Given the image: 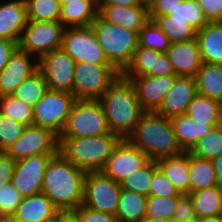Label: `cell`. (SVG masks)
I'll return each instance as SVG.
<instances>
[{
  "mask_svg": "<svg viewBox=\"0 0 222 222\" xmlns=\"http://www.w3.org/2000/svg\"><path fill=\"white\" fill-rule=\"evenodd\" d=\"M85 175V171L58 152L50 158L45 168L42 193L61 213L72 212L83 203Z\"/></svg>",
  "mask_w": 222,
  "mask_h": 222,
  "instance_id": "obj_1",
  "label": "cell"
},
{
  "mask_svg": "<svg viewBox=\"0 0 222 222\" xmlns=\"http://www.w3.org/2000/svg\"><path fill=\"white\" fill-rule=\"evenodd\" d=\"M111 133L122 139L134 131L144 112L138 101L134 84L121 74L98 99Z\"/></svg>",
  "mask_w": 222,
  "mask_h": 222,
  "instance_id": "obj_2",
  "label": "cell"
},
{
  "mask_svg": "<svg viewBox=\"0 0 222 222\" xmlns=\"http://www.w3.org/2000/svg\"><path fill=\"white\" fill-rule=\"evenodd\" d=\"M127 140L152 161L184 152L176 140L171 119L156 111H144Z\"/></svg>",
  "mask_w": 222,
  "mask_h": 222,
  "instance_id": "obj_3",
  "label": "cell"
},
{
  "mask_svg": "<svg viewBox=\"0 0 222 222\" xmlns=\"http://www.w3.org/2000/svg\"><path fill=\"white\" fill-rule=\"evenodd\" d=\"M122 140L117 134L88 137H58L59 152L85 172L100 171Z\"/></svg>",
  "mask_w": 222,
  "mask_h": 222,
  "instance_id": "obj_4",
  "label": "cell"
},
{
  "mask_svg": "<svg viewBox=\"0 0 222 222\" xmlns=\"http://www.w3.org/2000/svg\"><path fill=\"white\" fill-rule=\"evenodd\" d=\"M108 62L122 73L138 48V33L104 20L99 14L91 23Z\"/></svg>",
  "mask_w": 222,
  "mask_h": 222,
  "instance_id": "obj_5",
  "label": "cell"
},
{
  "mask_svg": "<svg viewBox=\"0 0 222 222\" xmlns=\"http://www.w3.org/2000/svg\"><path fill=\"white\" fill-rule=\"evenodd\" d=\"M111 133L98 100H75L59 137H88Z\"/></svg>",
  "mask_w": 222,
  "mask_h": 222,
  "instance_id": "obj_6",
  "label": "cell"
},
{
  "mask_svg": "<svg viewBox=\"0 0 222 222\" xmlns=\"http://www.w3.org/2000/svg\"><path fill=\"white\" fill-rule=\"evenodd\" d=\"M112 65L76 63L73 95L76 100H98L120 75Z\"/></svg>",
  "mask_w": 222,
  "mask_h": 222,
  "instance_id": "obj_7",
  "label": "cell"
},
{
  "mask_svg": "<svg viewBox=\"0 0 222 222\" xmlns=\"http://www.w3.org/2000/svg\"><path fill=\"white\" fill-rule=\"evenodd\" d=\"M75 100L72 93L48 89L32 108L33 125L49 129L59 137Z\"/></svg>",
  "mask_w": 222,
  "mask_h": 222,
  "instance_id": "obj_8",
  "label": "cell"
},
{
  "mask_svg": "<svg viewBox=\"0 0 222 222\" xmlns=\"http://www.w3.org/2000/svg\"><path fill=\"white\" fill-rule=\"evenodd\" d=\"M64 25L60 21H28L18 41V48L38 60L62 47Z\"/></svg>",
  "mask_w": 222,
  "mask_h": 222,
  "instance_id": "obj_9",
  "label": "cell"
},
{
  "mask_svg": "<svg viewBox=\"0 0 222 222\" xmlns=\"http://www.w3.org/2000/svg\"><path fill=\"white\" fill-rule=\"evenodd\" d=\"M121 193L120 183L101 171L86 172L83 206L115 215Z\"/></svg>",
  "mask_w": 222,
  "mask_h": 222,
  "instance_id": "obj_10",
  "label": "cell"
},
{
  "mask_svg": "<svg viewBox=\"0 0 222 222\" xmlns=\"http://www.w3.org/2000/svg\"><path fill=\"white\" fill-rule=\"evenodd\" d=\"M62 49L76 62L111 65L91 26L65 28Z\"/></svg>",
  "mask_w": 222,
  "mask_h": 222,
  "instance_id": "obj_11",
  "label": "cell"
},
{
  "mask_svg": "<svg viewBox=\"0 0 222 222\" xmlns=\"http://www.w3.org/2000/svg\"><path fill=\"white\" fill-rule=\"evenodd\" d=\"M76 62L61 48L44 54L38 60V69L44 75L48 89L73 94Z\"/></svg>",
  "mask_w": 222,
  "mask_h": 222,
  "instance_id": "obj_12",
  "label": "cell"
},
{
  "mask_svg": "<svg viewBox=\"0 0 222 222\" xmlns=\"http://www.w3.org/2000/svg\"><path fill=\"white\" fill-rule=\"evenodd\" d=\"M15 161L39 154H57L58 136L49 129L26 126L22 135L5 151Z\"/></svg>",
  "mask_w": 222,
  "mask_h": 222,
  "instance_id": "obj_13",
  "label": "cell"
},
{
  "mask_svg": "<svg viewBox=\"0 0 222 222\" xmlns=\"http://www.w3.org/2000/svg\"><path fill=\"white\" fill-rule=\"evenodd\" d=\"M56 154L33 155L15 161L12 183L23 197L42 192L45 168L48 161Z\"/></svg>",
  "mask_w": 222,
  "mask_h": 222,
  "instance_id": "obj_14",
  "label": "cell"
},
{
  "mask_svg": "<svg viewBox=\"0 0 222 222\" xmlns=\"http://www.w3.org/2000/svg\"><path fill=\"white\" fill-rule=\"evenodd\" d=\"M149 158L127 139H122L100 170L104 175L120 183L127 175L142 168Z\"/></svg>",
  "mask_w": 222,
  "mask_h": 222,
  "instance_id": "obj_15",
  "label": "cell"
},
{
  "mask_svg": "<svg viewBox=\"0 0 222 222\" xmlns=\"http://www.w3.org/2000/svg\"><path fill=\"white\" fill-rule=\"evenodd\" d=\"M121 75L132 80L139 76H167L175 75L172 64L165 52L151 48L138 47L133 58Z\"/></svg>",
  "mask_w": 222,
  "mask_h": 222,
  "instance_id": "obj_16",
  "label": "cell"
},
{
  "mask_svg": "<svg viewBox=\"0 0 222 222\" xmlns=\"http://www.w3.org/2000/svg\"><path fill=\"white\" fill-rule=\"evenodd\" d=\"M37 70L38 59L17 48L0 73V97L12 95L15 89Z\"/></svg>",
  "mask_w": 222,
  "mask_h": 222,
  "instance_id": "obj_17",
  "label": "cell"
},
{
  "mask_svg": "<svg viewBox=\"0 0 222 222\" xmlns=\"http://www.w3.org/2000/svg\"><path fill=\"white\" fill-rule=\"evenodd\" d=\"M178 75L139 76L131 80L143 111H157Z\"/></svg>",
  "mask_w": 222,
  "mask_h": 222,
  "instance_id": "obj_18",
  "label": "cell"
},
{
  "mask_svg": "<svg viewBox=\"0 0 222 222\" xmlns=\"http://www.w3.org/2000/svg\"><path fill=\"white\" fill-rule=\"evenodd\" d=\"M172 64L175 75L195 77L203 64L198 40L171 43L165 52Z\"/></svg>",
  "mask_w": 222,
  "mask_h": 222,
  "instance_id": "obj_19",
  "label": "cell"
},
{
  "mask_svg": "<svg viewBox=\"0 0 222 222\" xmlns=\"http://www.w3.org/2000/svg\"><path fill=\"white\" fill-rule=\"evenodd\" d=\"M196 94L195 77L178 76L156 112L168 118L185 114L188 104Z\"/></svg>",
  "mask_w": 222,
  "mask_h": 222,
  "instance_id": "obj_20",
  "label": "cell"
},
{
  "mask_svg": "<svg viewBox=\"0 0 222 222\" xmlns=\"http://www.w3.org/2000/svg\"><path fill=\"white\" fill-rule=\"evenodd\" d=\"M61 214L59 209L44 194L23 197L10 222H44L56 220Z\"/></svg>",
  "mask_w": 222,
  "mask_h": 222,
  "instance_id": "obj_21",
  "label": "cell"
},
{
  "mask_svg": "<svg viewBox=\"0 0 222 222\" xmlns=\"http://www.w3.org/2000/svg\"><path fill=\"white\" fill-rule=\"evenodd\" d=\"M98 14L107 22L139 33L150 19L148 8L142 5H97Z\"/></svg>",
  "mask_w": 222,
  "mask_h": 222,
  "instance_id": "obj_22",
  "label": "cell"
},
{
  "mask_svg": "<svg viewBox=\"0 0 222 222\" xmlns=\"http://www.w3.org/2000/svg\"><path fill=\"white\" fill-rule=\"evenodd\" d=\"M27 23L25 0L0 2V39L18 42Z\"/></svg>",
  "mask_w": 222,
  "mask_h": 222,
  "instance_id": "obj_23",
  "label": "cell"
},
{
  "mask_svg": "<svg viewBox=\"0 0 222 222\" xmlns=\"http://www.w3.org/2000/svg\"><path fill=\"white\" fill-rule=\"evenodd\" d=\"M158 167L181 195L190 193L189 152L156 161Z\"/></svg>",
  "mask_w": 222,
  "mask_h": 222,
  "instance_id": "obj_24",
  "label": "cell"
},
{
  "mask_svg": "<svg viewBox=\"0 0 222 222\" xmlns=\"http://www.w3.org/2000/svg\"><path fill=\"white\" fill-rule=\"evenodd\" d=\"M196 39L202 61L222 65V22H210L197 31Z\"/></svg>",
  "mask_w": 222,
  "mask_h": 222,
  "instance_id": "obj_25",
  "label": "cell"
},
{
  "mask_svg": "<svg viewBox=\"0 0 222 222\" xmlns=\"http://www.w3.org/2000/svg\"><path fill=\"white\" fill-rule=\"evenodd\" d=\"M170 119L178 145L184 152L189 151L200 138L213 128L212 125L200 123L186 114Z\"/></svg>",
  "mask_w": 222,
  "mask_h": 222,
  "instance_id": "obj_26",
  "label": "cell"
},
{
  "mask_svg": "<svg viewBox=\"0 0 222 222\" xmlns=\"http://www.w3.org/2000/svg\"><path fill=\"white\" fill-rule=\"evenodd\" d=\"M98 15L97 0H80L61 5L60 22L65 28L86 27Z\"/></svg>",
  "mask_w": 222,
  "mask_h": 222,
  "instance_id": "obj_27",
  "label": "cell"
},
{
  "mask_svg": "<svg viewBox=\"0 0 222 222\" xmlns=\"http://www.w3.org/2000/svg\"><path fill=\"white\" fill-rule=\"evenodd\" d=\"M193 202L196 217L222 214V186L216 185L188 194Z\"/></svg>",
  "mask_w": 222,
  "mask_h": 222,
  "instance_id": "obj_28",
  "label": "cell"
},
{
  "mask_svg": "<svg viewBox=\"0 0 222 222\" xmlns=\"http://www.w3.org/2000/svg\"><path fill=\"white\" fill-rule=\"evenodd\" d=\"M195 81L197 94L218 100L222 95V65L203 62Z\"/></svg>",
  "mask_w": 222,
  "mask_h": 222,
  "instance_id": "obj_29",
  "label": "cell"
},
{
  "mask_svg": "<svg viewBox=\"0 0 222 222\" xmlns=\"http://www.w3.org/2000/svg\"><path fill=\"white\" fill-rule=\"evenodd\" d=\"M147 197L137 192L122 189L116 217L118 222H139L145 217Z\"/></svg>",
  "mask_w": 222,
  "mask_h": 222,
  "instance_id": "obj_30",
  "label": "cell"
},
{
  "mask_svg": "<svg viewBox=\"0 0 222 222\" xmlns=\"http://www.w3.org/2000/svg\"><path fill=\"white\" fill-rule=\"evenodd\" d=\"M190 193L219 185L211 160L189 153Z\"/></svg>",
  "mask_w": 222,
  "mask_h": 222,
  "instance_id": "obj_31",
  "label": "cell"
},
{
  "mask_svg": "<svg viewBox=\"0 0 222 222\" xmlns=\"http://www.w3.org/2000/svg\"><path fill=\"white\" fill-rule=\"evenodd\" d=\"M163 33L169 38L170 43L189 41L196 38L197 31L189 21L172 19L171 15H149Z\"/></svg>",
  "mask_w": 222,
  "mask_h": 222,
  "instance_id": "obj_32",
  "label": "cell"
},
{
  "mask_svg": "<svg viewBox=\"0 0 222 222\" xmlns=\"http://www.w3.org/2000/svg\"><path fill=\"white\" fill-rule=\"evenodd\" d=\"M185 114L200 123H206L213 127L222 124L217 100L196 94L187 106Z\"/></svg>",
  "mask_w": 222,
  "mask_h": 222,
  "instance_id": "obj_33",
  "label": "cell"
},
{
  "mask_svg": "<svg viewBox=\"0 0 222 222\" xmlns=\"http://www.w3.org/2000/svg\"><path fill=\"white\" fill-rule=\"evenodd\" d=\"M47 90L48 86L44 75L38 69L15 89L12 96L33 108Z\"/></svg>",
  "mask_w": 222,
  "mask_h": 222,
  "instance_id": "obj_34",
  "label": "cell"
},
{
  "mask_svg": "<svg viewBox=\"0 0 222 222\" xmlns=\"http://www.w3.org/2000/svg\"><path fill=\"white\" fill-rule=\"evenodd\" d=\"M188 152L198 158L207 160L220 156L222 154V124L213 127Z\"/></svg>",
  "mask_w": 222,
  "mask_h": 222,
  "instance_id": "obj_35",
  "label": "cell"
},
{
  "mask_svg": "<svg viewBox=\"0 0 222 222\" xmlns=\"http://www.w3.org/2000/svg\"><path fill=\"white\" fill-rule=\"evenodd\" d=\"M157 168V162L149 160L142 168L133 171L130 175H127L120 182V187L148 197L150 194L152 176Z\"/></svg>",
  "mask_w": 222,
  "mask_h": 222,
  "instance_id": "obj_36",
  "label": "cell"
},
{
  "mask_svg": "<svg viewBox=\"0 0 222 222\" xmlns=\"http://www.w3.org/2000/svg\"><path fill=\"white\" fill-rule=\"evenodd\" d=\"M28 21H60V0H25Z\"/></svg>",
  "mask_w": 222,
  "mask_h": 222,
  "instance_id": "obj_37",
  "label": "cell"
},
{
  "mask_svg": "<svg viewBox=\"0 0 222 222\" xmlns=\"http://www.w3.org/2000/svg\"><path fill=\"white\" fill-rule=\"evenodd\" d=\"M169 38L152 20H148L138 33V47L166 52L170 47Z\"/></svg>",
  "mask_w": 222,
  "mask_h": 222,
  "instance_id": "obj_38",
  "label": "cell"
},
{
  "mask_svg": "<svg viewBox=\"0 0 222 222\" xmlns=\"http://www.w3.org/2000/svg\"><path fill=\"white\" fill-rule=\"evenodd\" d=\"M0 113L26 126L33 125L32 108L12 95L0 97Z\"/></svg>",
  "mask_w": 222,
  "mask_h": 222,
  "instance_id": "obj_39",
  "label": "cell"
},
{
  "mask_svg": "<svg viewBox=\"0 0 222 222\" xmlns=\"http://www.w3.org/2000/svg\"><path fill=\"white\" fill-rule=\"evenodd\" d=\"M169 15L172 16V19L189 21L196 31L210 23L197 0H183Z\"/></svg>",
  "mask_w": 222,
  "mask_h": 222,
  "instance_id": "obj_40",
  "label": "cell"
},
{
  "mask_svg": "<svg viewBox=\"0 0 222 222\" xmlns=\"http://www.w3.org/2000/svg\"><path fill=\"white\" fill-rule=\"evenodd\" d=\"M179 197L148 196L146 201L145 216L156 219L173 221Z\"/></svg>",
  "mask_w": 222,
  "mask_h": 222,
  "instance_id": "obj_41",
  "label": "cell"
},
{
  "mask_svg": "<svg viewBox=\"0 0 222 222\" xmlns=\"http://www.w3.org/2000/svg\"><path fill=\"white\" fill-rule=\"evenodd\" d=\"M26 125L0 113V151H6L23 133Z\"/></svg>",
  "mask_w": 222,
  "mask_h": 222,
  "instance_id": "obj_42",
  "label": "cell"
},
{
  "mask_svg": "<svg viewBox=\"0 0 222 222\" xmlns=\"http://www.w3.org/2000/svg\"><path fill=\"white\" fill-rule=\"evenodd\" d=\"M149 196H160V197H180L181 194L177 192L170 180L158 167L152 176L150 183V194Z\"/></svg>",
  "mask_w": 222,
  "mask_h": 222,
  "instance_id": "obj_43",
  "label": "cell"
},
{
  "mask_svg": "<svg viewBox=\"0 0 222 222\" xmlns=\"http://www.w3.org/2000/svg\"><path fill=\"white\" fill-rule=\"evenodd\" d=\"M22 199L23 196L19 194L12 182L0 187V211L9 218L14 214Z\"/></svg>",
  "mask_w": 222,
  "mask_h": 222,
  "instance_id": "obj_44",
  "label": "cell"
},
{
  "mask_svg": "<svg viewBox=\"0 0 222 222\" xmlns=\"http://www.w3.org/2000/svg\"><path fill=\"white\" fill-rule=\"evenodd\" d=\"M71 213L79 222H118L116 215L90 209L82 204Z\"/></svg>",
  "mask_w": 222,
  "mask_h": 222,
  "instance_id": "obj_45",
  "label": "cell"
},
{
  "mask_svg": "<svg viewBox=\"0 0 222 222\" xmlns=\"http://www.w3.org/2000/svg\"><path fill=\"white\" fill-rule=\"evenodd\" d=\"M196 217L193 202L189 195H181L173 215V221L191 222Z\"/></svg>",
  "mask_w": 222,
  "mask_h": 222,
  "instance_id": "obj_46",
  "label": "cell"
},
{
  "mask_svg": "<svg viewBox=\"0 0 222 222\" xmlns=\"http://www.w3.org/2000/svg\"><path fill=\"white\" fill-rule=\"evenodd\" d=\"M209 22L222 21V0H197Z\"/></svg>",
  "mask_w": 222,
  "mask_h": 222,
  "instance_id": "obj_47",
  "label": "cell"
},
{
  "mask_svg": "<svg viewBox=\"0 0 222 222\" xmlns=\"http://www.w3.org/2000/svg\"><path fill=\"white\" fill-rule=\"evenodd\" d=\"M15 160L5 151H0V187L12 181Z\"/></svg>",
  "mask_w": 222,
  "mask_h": 222,
  "instance_id": "obj_48",
  "label": "cell"
},
{
  "mask_svg": "<svg viewBox=\"0 0 222 222\" xmlns=\"http://www.w3.org/2000/svg\"><path fill=\"white\" fill-rule=\"evenodd\" d=\"M183 0H154L149 7V15H169Z\"/></svg>",
  "mask_w": 222,
  "mask_h": 222,
  "instance_id": "obj_49",
  "label": "cell"
},
{
  "mask_svg": "<svg viewBox=\"0 0 222 222\" xmlns=\"http://www.w3.org/2000/svg\"><path fill=\"white\" fill-rule=\"evenodd\" d=\"M18 48V42L0 39V73L5 68L11 55Z\"/></svg>",
  "mask_w": 222,
  "mask_h": 222,
  "instance_id": "obj_50",
  "label": "cell"
},
{
  "mask_svg": "<svg viewBox=\"0 0 222 222\" xmlns=\"http://www.w3.org/2000/svg\"><path fill=\"white\" fill-rule=\"evenodd\" d=\"M97 5L132 6L139 4L136 0H97Z\"/></svg>",
  "mask_w": 222,
  "mask_h": 222,
  "instance_id": "obj_51",
  "label": "cell"
},
{
  "mask_svg": "<svg viewBox=\"0 0 222 222\" xmlns=\"http://www.w3.org/2000/svg\"><path fill=\"white\" fill-rule=\"evenodd\" d=\"M219 185L222 186V154L211 160Z\"/></svg>",
  "mask_w": 222,
  "mask_h": 222,
  "instance_id": "obj_52",
  "label": "cell"
},
{
  "mask_svg": "<svg viewBox=\"0 0 222 222\" xmlns=\"http://www.w3.org/2000/svg\"><path fill=\"white\" fill-rule=\"evenodd\" d=\"M56 222H79L71 212L61 213Z\"/></svg>",
  "mask_w": 222,
  "mask_h": 222,
  "instance_id": "obj_53",
  "label": "cell"
},
{
  "mask_svg": "<svg viewBox=\"0 0 222 222\" xmlns=\"http://www.w3.org/2000/svg\"><path fill=\"white\" fill-rule=\"evenodd\" d=\"M191 222H222V214L211 217H195Z\"/></svg>",
  "mask_w": 222,
  "mask_h": 222,
  "instance_id": "obj_54",
  "label": "cell"
},
{
  "mask_svg": "<svg viewBox=\"0 0 222 222\" xmlns=\"http://www.w3.org/2000/svg\"><path fill=\"white\" fill-rule=\"evenodd\" d=\"M139 222H172V221L165 220V219H156L149 216H145Z\"/></svg>",
  "mask_w": 222,
  "mask_h": 222,
  "instance_id": "obj_55",
  "label": "cell"
},
{
  "mask_svg": "<svg viewBox=\"0 0 222 222\" xmlns=\"http://www.w3.org/2000/svg\"><path fill=\"white\" fill-rule=\"evenodd\" d=\"M139 5L145 6L149 9V7L153 4L154 0H136Z\"/></svg>",
  "mask_w": 222,
  "mask_h": 222,
  "instance_id": "obj_56",
  "label": "cell"
},
{
  "mask_svg": "<svg viewBox=\"0 0 222 222\" xmlns=\"http://www.w3.org/2000/svg\"><path fill=\"white\" fill-rule=\"evenodd\" d=\"M0 222H10V218L0 211Z\"/></svg>",
  "mask_w": 222,
  "mask_h": 222,
  "instance_id": "obj_57",
  "label": "cell"
},
{
  "mask_svg": "<svg viewBox=\"0 0 222 222\" xmlns=\"http://www.w3.org/2000/svg\"><path fill=\"white\" fill-rule=\"evenodd\" d=\"M217 103H218L219 114H220V117H221V119H222V95H221L220 98L217 100Z\"/></svg>",
  "mask_w": 222,
  "mask_h": 222,
  "instance_id": "obj_58",
  "label": "cell"
},
{
  "mask_svg": "<svg viewBox=\"0 0 222 222\" xmlns=\"http://www.w3.org/2000/svg\"><path fill=\"white\" fill-rule=\"evenodd\" d=\"M67 2H80V0H60L61 5H65Z\"/></svg>",
  "mask_w": 222,
  "mask_h": 222,
  "instance_id": "obj_59",
  "label": "cell"
},
{
  "mask_svg": "<svg viewBox=\"0 0 222 222\" xmlns=\"http://www.w3.org/2000/svg\"><path fill=\"white\" fill-rule=\"evenodd\" d=\"M44 222H56V220H47V221H44Z\"/></svg>",
  "mask_w": 222,
  "mask_h": 222,
  "instance_id": "obj_60",
  "label": "cell"
}]
</instances>
